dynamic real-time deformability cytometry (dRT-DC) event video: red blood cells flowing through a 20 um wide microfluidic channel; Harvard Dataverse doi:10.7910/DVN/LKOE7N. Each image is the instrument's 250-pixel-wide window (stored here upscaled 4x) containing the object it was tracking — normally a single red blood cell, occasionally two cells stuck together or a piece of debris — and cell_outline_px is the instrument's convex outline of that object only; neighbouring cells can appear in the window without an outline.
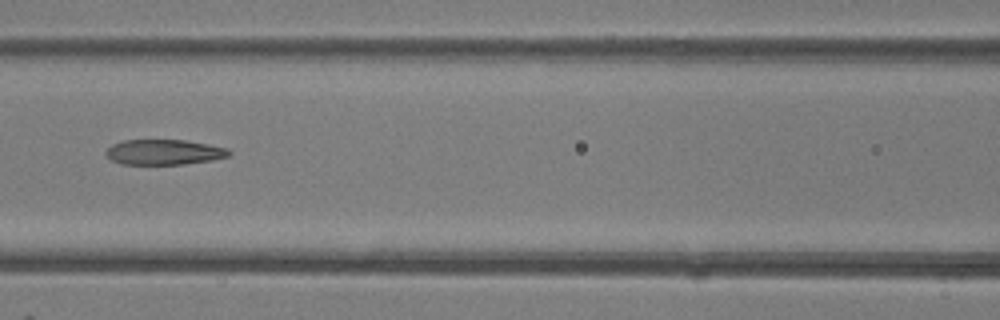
{"species": "common noctule bat (a hibernating species)", "species_latin": "Nyctalus noctula", "temperature_condition": "room temperature", "stored_images_in_passage": 5, "camera_frame_rate_fps": 3000, "um_per_image_px": 0.085, "animal": {"sex": "female"}, "frame": {"image": 1, "passage_image": 5, "time_ms": 4.667, "image_size_px": [1000, 320], "cell_outline_px": [[232, 152], [228, 156], [212, 160], [184, 164], [120, 164], [112, 160], [104, 152], [112, 144], [124, 140], [184, 140], [208, 144], [228, 148]], "centroid_in_image_um": [13.95, 12.93], "position_along_channel_um": 152.7, "area_um2": 18.09}}